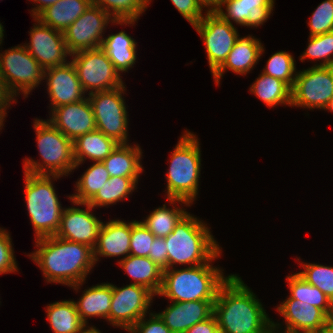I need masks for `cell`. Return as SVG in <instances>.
<instances>
[{
  "instance_id": "cell-18",
  "label": "cell",
  "mask_w": 333,
  "mask_h": 333,
  "mask_svg": "<svg viewBox=\"0 0 333 333\" xmlns=\"http://www.w3.org/2000/svg\"><path fill=\"white\" fill-rule=\"evenodd\" d=\"M51 109L85 99V92L72 61L44 70ZM84 94V95H83Z\"/></svg>"
},
{
  "instance_id": "cell-33",
  "label": "cell",
  "mask_w": 333,
  "mask_h": 333,
  "mask_svg": "<svg viewBox=\"0 0 333 333\" xmlns=\"http://www.w3.org/2000/svg\"><path fill=\"white\" fill-rule=\"evenodd\" d=\"M110 179L102 162H93L76 182V192L69 199L77 203H88Z\"/></svg>"
},
{
  "instance_id": "cell-21",
  "label": "cell",
  "mask_w": 333,
  "mask_h": 333,
  "mask_svg": "<svg viewBox=\"0 0 333 333\" xmlns=\"http://www.w3.org/2000/svg\"><path fill=\"white\" fill-rule=\"evenodd\" d=\"M274 2V0H222L215 13L231 24L230 20H233L238 25L255 28L268 20ZM224 6L226 12L223 11Z\"/></svg>"
},
{
  "instance_id": "cell-25",
  "label": "cell",
  "mask_w": 333,
  "mask_h": 333,
  "mask_svg": "<svg viewBox=\"0 0 333 333\" xmlns=\"http://www.w3.org/2000/svg\"><path fill=\"white\" fill-rule=\"evenodd\" d=\"M90 6L91 0H59L46 7L35 18L42 24L64 33Z\"/></svg>"
},
{
  "instance_id": "cell-30",
  "label": "cell",
  "mask_w": 333,
  "mask_h": 333,
  "mask_svg": "<svg viewBox=\"0 0 333 333\" xmlns=\"http://www.w3.org/2000/svg\"><path fill=\"white\" fill-rule=\"evenodd\" d=\"M46 312L54 333H78L85 326L71 299L48 304Z\"/></svg>"
},
{
  "instance_id": "cell-1",
  "label": "cell",
  "mask_w": 333,
  "mask_h": 333,
  "mask_svg": "<svg viewBox=\"0 0 333 333\" xmlns=\"http://www.w3.org/2000/svg\"><path fill=\"white\" fill-rule=\"evenodd\" d=\"M35 243L37 250L28 256L40 267L46 281L78 291L95 266L93 249L55 235L35 239Z\"/></svg>"
},
{
  "instance_id": "cell-9",
  "label": "cell",
  "mask_w": 333,
  "mask_h": 333,
  "mask_svg": "<svg viewBox=\"0 0 333 333\" xmlns=\"http://www.w3.org/2000/svg\"><path fill=\"white\" fill-rule=\"evenodd\" d=\"M125 86L116 89L88 94L96 129L120 144L128 142V120L125 99L122 96Z\"/></svg>"
},
{
  "instance_id": "cell-8",
  "label": "cell",
  "mask_w": 333,
  "mask_h": 333,
  "mask_svg": "<svg viewBox=\"0 0 333 333\" xmlns=\"http://www.w3.org/2000/svg\"><path fill=\"white\" fill-rule=\"evenodd\" d=\"M0 76L15 99L20 91L27 97L44 80V69L24 45H18L0 53Z\"/></svg>"
},
{
  "instance_id": "cell-17",
  "label": "cell",
  "mask_w": 333,
  "mask_h": 333,
  "mask_svg": "<svg viewBox=\"0 0 333 333\" xmlns=\"http://www.w3.org/2000/svg\"><path fill=\"white\" fill-rule=\"evenodd\" d=\"M288 333H322L333 321L319 308L293 298L277 306Z\"/></svg>"
},
{
  "instance_id": "cell-5",
  "label": "cell",
  "mask_w": 333,
  "mask_h": 333,
  "mask_svg": "<svg viewBox=\"0 0 333 333\" xmlns=\"http://www.w3.org/2000/svg\"><path fill=\"white\" fill-rule=\"evenodd\" d=\"M199 139L190 131L184 132L170 156L167 171V199L170 204L181 202L190 206L198 195L201 171Z\"/></svg>"
},
{
  "instance_id": "cell-46",
  "label": "cell",
  "mask_w": 333,
  "mask_h": 333,
  "mask_svg": "<svg viewBox=\"0 0 333 333\" xmlns=\"http://www.w3.org/2000/svg\"><path fill=\"white\" fill-rule=\"evenodd\" d=\"M185 333H221L214 315L205 321L195 324Z\"/></svg>"
},
{
  "instance_id": "cell-38",
  "label": "cell",
  "mask_w": 333,
  "mask_h": 333,
  "mask_svg": "<svg viewBox=\"0 0 333 333\" xmlns=\"http://www.w3.org/2000/svg\"><path fill=\"white\" fill-rule=\"evenodd\" d=\"M308 42L306 50L300 56L302 62L309 58L313 61H323L314 66H333V31L317 36H309Z\"/></svg>"
},
{
  "instance_id": "cell-36",
  "label": "cell",
  "mask_w": 333,
  "mask_h": 333,
  "mask_svg": "<svg viewBox=\"0 0 333 333\" xmlns=\"http://www.w3.org/2000/svg\"><path fill=\"white\" fill-rule=\"evenodd\" d=\"M151 0H91V4L100 7L115 21H137Z\"/></svg>"
},
{
  "instance_id": "cell-40",
  "label": "cell",
  "mask_w": 333,
  "mask_h": 333,
  "mask_svg": "<svg viewBox=\"0 0 333 333\" xmlns=\"http://www.w3.org/2000/svg\"><path fill=\"white\" fill-rule=\"evenodd\" d=\"M155 235L141 222L132 220L130 255L148 257Z\"/></svg>"
},
{
  "instance_id": "cell-12",
  "label": "cell",
  "mask_w": 333,
  "mask_h": 333,
  "mask_svg": "<svg viewBox=\"0 0 333 333\" xmlns=\"http://www.w3.org/2000/svg\"><path fill=\"white\" fill-rule=\"evenodd\" d=\"M109 22L131 25L136 21H115L100 7L92 5L64 31V39L70 54L82 50L97 49L103 42V32Z\"/></svg>"
},
{
  "instance_id": "cell-13",
  "label": "cell",
  "mask_w": 333,
  "mask_h": 333,
  "mask_svg": "<svg viewBox=\"0 0 333 333\" xmlns=\"http://www.w3.org/2000/svg\"><path fill=\"white\" fill-rule=\"evenodd\" d=\"M155 295L146 287L130 283L124 287L112 284V301L108 321L127 332L143 317Z\"/></svg>"
},
{
  "instance_id": "cell-3",
  "label": "cell",
  "mask_w": 333,
  "mask_h": 333,
  "mask_svg": "<svg viewBox=\"0 0 333 333\" xmlns=\"http://www.w3.org/2000/svg\"><path fill=\"white\" fill-rule=\"evenodd\" d=\"M221 251L205 264L163 270L162 285L157 295L165 296L171 302L215 301L220 286L230 276L224 277L222 269L212 266V261L219 258Z\"/></svg>"
},
{
  "instance_id": "cell-50",
  "label": "cell",
  "mask_w": 333,
  "mask_h": 333,
  "mask_svg": "<svg viewBox=\"0 0 333 333\" xmlns=\"http://www.w3.org/2000/svg\"><path fill=\"white\" fill-rule=\"evenodd\" d=\"M281 324L275 323L272 321V323L262 332V333H278V328H280ZM277 329V331H276ZM276 331V332H275ZM283 333H288L287 331H284Z\"/></svg>"
},
{
  "instance_id": "cell-24",
  "label": "cell",
  "mask_w": 333,
  "mask_h": 333,
  "mask_svg": "<svg viewBox=\"0 0 333 333\" xmlns=\"http://www.w3.org/2000/svg\"><path fill=\"white\" fill-rule=\"evenodd\" d=\"M119 144L115 139L105 136L97 129L77 137L73 141L75 168L86 158L94 162H102Z\"/></svg>"
},
{
  "instance_id": "cell-16",
  "label": "cell",
  "mask_w": 333,
  "mask_h": 333,
  "mask_svg": "<svg viewBox=\"0 0 333 333\" xmlns=\"http://www.w3.org/2000/svg\"><path fill=\"white\" fill-rule=\"evenodd\" d=\"M71 202L73 205H84L86 208L81 209L74 206L64 208L60 227L55 236L94 249L103 222L91 213L94 208L88 203H77L72 200Z\"/></svg>"
},
{
  "instance_id": "cell-53",
  "label": "cell",
  "mask_w": 333,
  "mask_h": 333,
  "mask_svg": "<svg viewBox=\"0 0 333 333\" xmlns=\"http://www.w3.org/2000/svg\"><path fill=\"white\" fill-rule=\"evenodd\" d=\"M329 110L331 112H333V97L330 99V101L327 103L326 107L324 108V110Z\"/></svg>"
},
{
  "instance_id": "cell-29",
  "label": "cell",
  "mask_w": 333,
  "mask_h": 333,
  "mask_svg": "<svg viewBox=\"0 0 333 333\" xmlns=\"http://www.w3.org/2000/svg\"><path fill=\"white\" fill-rule=\"evenodd\" d=\"M136 42L125 31L111 34L103 39L101 49L120 72H128L136 62Z\"/></svg>"
},
{
  "instance_id": "cell-42",
  "label": "cell",
  "mask_w": 333,
  "mask_h": 333,
  "mask_svg": "<svg viewBox=\"0 0 333 333\" xmlns=\"http://www.w3.org/2000/svg\"><path fill=\"white\" fill-rule=\"evenodd\" d=\"M11 242L9 232L0 228V274H9L18 271Z\"/></svg>"
},
{
  "instance_id": "cell-37",
  "label": "cell",
  "mask_w": 333,
  "mask_h": 333,
  "mask_svg": "<svg viewBox=\"0 0 333 333\" xmlns=\"http://www.w3.org/2000/svg\"><path fill=\"white\" fill-rule=\"evenodd\" d=\"M266 64L262 73L282 80L290 88L293 87L297 72L292 54L286 51L276 52L267 60Z\"/></svg>"
},
{
  "instance_id": "cell-52",
  "label": "cell",
  "mask_w": 333,
  "mask_h": 333,
  "mask_svg": "<svg viewBox=\"0 0 333 333\" xmlns=\"http://www.w3.org/2000/svg\"><path fill=\"white\" fill-rule=\"evenodd\" d=\"M6 112H0V130H2V126H4V120H5V117H6Z\"/></svg>"
},
{
  "instance_id": "cell-22",
  "label": "cell",
  "mask_w": 333,
  "mask_h": 333,
  "mask_svg": "<svg viewBox=\"0 0 333 333\" xmlns=\"http://www.w3.org/2000/svg\"><path fill=\"white\" fill-rule=\"evenodd\" d=\"M132 221L129 223L122 220H110L102 223L97 243L93 249L95 264L101 257H122L130 255V240ZM98 256V257H97Z\"/></svg>"
},
{
  "instance_id": "cell-55",
  "label": "cell",
  "mask_w": 333,
  "mask_h": 333,
  "mask_svg": "<svg viewBox=\"0 0 333 333\" xmlns=\"http://www.w3.org/2000/svg\"><path fill=\"white\" fill-rule=\"evenodd\" d=\"M322 333H333V323L326 330H324Z\"/></svg>"
},
{
  "instance_id": "cell-27",
  "label": "cell",
  "mask_w": 333,
  "mask_h": 333,
  "mask_svg": "<svg viewBox=\"0 0 333 333\" xmlns=\"http://www.w3.org/2000/svg\"><path fill=\"white\" fill-rule=\"evenodd\" d=\"M118 264L132 278V284L144 286L154 295L158 294L162 285L163 269L149 257L128 255L120 259Z\"/></svg>"
},
{
  "instance_id": "cell-51",
  "label": "cell",
  "mask_w": 333,
  "mask_h": 333,
  "mask_svg": "<svg viewBox=\"0 0 333 333\" xmlns=\"http://www.w3.org/2000/svg\"><path fill=\"white\" fill-rule=\"evenodd\" d=\"M78 333H101V332L99 329H96L94 326L89 327L85 325Z\"/></svg>"
},
{
  "instance_id": "cell-45",
  "label": "cell",
  "mask_w": 333,
  "mask_h": 333,
  "mask_svg": "<svg viewBox=\"0 0 333 333\" xmlns=\"http://www.w3.org/2000/svg\"><path fill=\"white\" fill-rule=\"evenodd\" d=\"M148 257L163 270L168 269V252L164 238L155 237Z\"/></svg>"
},
{
  "instance_id": "cell-11",
  "label": "cell",
  "mask_w": 333,
  "mask_h": 333,
  "mask_svg": "<svg viewBox=\"0 0 333 333\" xmlns=\"http://www.w3.org/2000/svg\"><path fill=\"white\" fill-rule=\"evenodd\" d=\"M333 97V66L298 71L291 88V107L323 109Z\"/></svg>"
},
{
  "instance_id": "cell-15",
  "label": "cell",
  "mask_w": 333,
  "mask_h": 333,
  "mask_svg": "<svg viewBox=\"0 0 333 333\" xmlns=\"http://www.w3.org/2000/svg\"><path fill=\"white\" fill-rule=\"evenodd\" d=\"M30 31L31 41L24 44L28 52L45 70L66 64V57L71 55L66 47L64 33L42 24L38 19Z\"/></svg>"
},
{
  "instance_id": "cell-19",
  "label": "cell",
  "mask_w": 333,
  "mask_h": 333,
  "mask_svg": "<svg viewBox=\"0 0 333 333\" xmlns=\"http://www.w3.org/2000/svg\"><path fill=\"white\" fill-rule=\"evenodd\" d=\"M50 111L52 116L47 121L72 141L96 129L95 116L88 97Z\"/></svg>"
},
{
  "instance_id": "cell-49",
  "label": "cell",
  "mask_w": 333,
  "mask_h": 333,
  "mask_svg": "<svg viewBox=\"0 0 333 333\" xmlns=\"http://www.w3.org/2000/svg\"><path fill=\"white\" fill-rule=\"evenodd\" d=\"M32 1V0H31ZM34 3H37V7L31 10L33 18H35L41 11H43L46 7L58 2L59 0H33ZM39 3V5H38Z\"/></svg>"
},
{
  "instance_id": "cell-34",
  "label": "cell",
  "mask_w": 333,
  "mask_h": 333,
  "mask_svg": "<svg viewBox=\"0 0 333 333\" xmlns=\"http://www.w3.org/2000/svg\"><path fill=\"white\" fill-rule=\"evenodd\" d=\"M138 179L139 177H110L88 204L93 208L116 204L132 194Z\"/></svg>"
},
{
  "instance_id": "cell-32",
  "label": "cell",
  "mask_w": 333,
  "mask_h": 333,
  "mask_svg": "<svg viewBox=\"0 0 333 333\" xmlns=\"http://www.w3.org/2000/svg\"><path fill=\"white\" fill-rule=\"evenodd\" d=\"M290 296L321 309L333 321V303L317 287L309 284L298 273L287 276Z\"/></svg>"
},
{
  "instance_id": "cell-54",
  "label": "cell",
  "mask_w": 333,
  "mask_h": 333,
  "mask_svg": "<svg viewBox=\"0 0 333 333\" xmlns=\"http://www.w3.org/2000/svg\"><path fill=\"white\" fill-rule=\"evenodd\" d=\"M3 31H4L3 25L0 23V45L2 44L3 41V36H4Z\"/></svg>"
},
{
  "instance_id": "cell-14",
  "label": "cell",
  "mask_w": 333,
  "mask_h": 333,
  "mask_svg": "<svg viewBox=\"0 0 333 333\" xmlns=\"http://www.w3.org/2000/svg\"><path fill=\"white\" fill-rule=\"evenodd\" d=\"M204 13L200 22L193 27L204 42L209 68L213 74L226 60L239 39V33L233 24L223 20L217 13Z\"/></svg>"
},
{
  "instance_id": "cell-31",
  "label": "cell",
  "mask_w": 333,
  "mask_h": 333,
  "mask_svg": "<svg viewBox=\"0 0 333 333\" xmlns=\"http://www.w3.org/2000/svg\"><path fill=\"white\" fill-rule=\"evenodd\" d=\"M250 92L268 107L279 104L291 106V88L282 80L262 72L251 85Z\"/></svg>"
},
{
  "instance_id": "cell-10",
  "label": "cell",
  "mask_w": 333,
  "mask_h": 333,
  "mask_svg": "<svg viewBox=\"0 0 333 333\" xmlns=\"http://www.w3.org/2000/svg\"><path fill=\"white\" fill-rule=\"evenodd\" d=\"M85 93L116 89L124 83L114 64L100 48L82 50L70 55ZM87 91V92H86Z\"/></svg>"
},
{
  "instance_id": "cell-39",
  "label": "cell",
  "mask_w": 333,
  "mask_h": 333,
  "mask_svg": "<svg viewBox=\"0 0 333 333\" xmlns=\"http://www.w3.org/2000/svg\"><path fill=\"white\" fill-rule=\"evenodd\" d=\"M298 274L309 284L321 290L333 303V267L315 263H301Z\"/></svg>"
},
{
  "instance_id": "cell-7",
  "label": "cell",
  "mask_w": 333,
  "mask_h": 333,
  "mask_svg": "<svg viewBox=\"0 0 333 333\" xmlns=\"http://www.w3.org/2000/svg\"><path fill=\"white\" fill-rule=\"evenodd\" d=\"M25 202L35 238L54 236L59 227L64 208L56 195L52 179L57 175H38L24 171Z\"/></svg>"
},
{
  "instance_id": "cell-20",
  "label": "cell",
  "mask_w": 333,
  "mask_h": 333,
  "mask_svg": "<svg viewBox=\"0 0 333 333\" xmlns=\"http://www.w3.org/2000/svg\"><path fill=\"white\" fill-rule=\"evenodd\" d=\"M215 301L172 302L164 311L156 313L172 333H185L197 323L213 315Z\"/></svg>"
},
{
  "instance_id": "cell-43",
  "label": "cell",
  "mask_w": 333,
  "mask_h": 333,
  "mask_svg": "<svg viewBox=\"0 0 333 333\" xmlns=\"http://www.w3.org/2000/svg\"><path fill=\"white\" fill-rule=\"evenodd\" d=\"M143 316L128 332L130 333H172L156 313Z\"/></svg>"
},
{
  "instance_id": "cell-48",
  "label": "cell",
  "mask_w": 333,
  "mask_h": 333,
  "mask_svg": "<svg viewBox=\"0 0 333 333\" xmlns=\"http://www.w3.org/2000/svg\"><path fill=\"white\" fill-rule=\"evenodd\" d=\"M196 3L200 6V8L208 7L206 12L212 13L218 11L222 0H195Z\"/></svg>"
},
{
  "instance_id": "cell-6",
  "label": "cell",
  "mask_w": 333,
  "mask_h": 333,
  "mask_svg": "<svg viewBox=\"0 0 333 333\" xmlns=\"http://www.w3.org/2000/svg\"><path fill=\"white\" fill-rule=\"evenodd\" d=\"M34 129L39 155L43 163L25 158L24 171L38 175L67 176L75 169L73 141L55 128L49 121L35 119ZM67 174V175H66Z\"/></svg>"
},
{
  "instance_id": "cell-26",
  "label": "cell",
  "mask_w": 333,
  "mask_h": 333,
  "mask_svg": "<svg viewBox=\"0 0 333 333\" xmlns=\"http://www.w3.org/2000/svg\"><path fill=\"white\" fill-rule=\"evenodd\" d=\"M119 144L102 161L110 177H139L143 172L141 164L142 150L139 145Z\"/></svg>"
},
{
  "instance_id": "cell-23",
  "label": "cell",
  "mask_w": 333,
  "mask_h": 333,
  "mask_svg": "<svg viewBox=\"0 0 333 333\" xmlns=\"http://www.w3.org/2000/svg\"><path fill=\"white\" fill-rule=\"evenodd\" d=\"M263 52L264 46L259 39L252 35L239 37L224 63L212 74L216 85L228 69L242 76L249 73Z\"/></svg>"
},
{
  "instance_id": "cell-4",
  "label": "cell",
  "mask_w": 333,
  "mask_h": 333,
  "mask_svg": "<svg viewBox=\"0 0 333 333\" xmlns=\"http://www.w3.org/2000/svg\"><path fill=\"white\" fill-rule=\"evenodd\" d=\"M168 269L208 263L221 249L205 222L187 213L165 238ZM190 265V266H189Z\"/></svg>"
},
{
  "instance_id": "cell-47",
  "label": "cell",
  "mask_w": 333,
  "mask_h": 333,
  "mask_svg": "<svg viewBox=\"0 0 333 333\" xmlns=\"http://www.w3.org/2000/svg\"><path fill=\"white\" fill-rule=\"evenodd\" d=\"M11 101L14 103L16 99L7 91L2 77L0 76V112H7L6 110L11 105Z\"/></svg>"
},
{
  "instance_id": "cell-2",
  "label": "cell",
  "mask_w": 333,
  "mask_h": 333,
  "mask_svg": "<svg viewBox=\"0 0 333 333\" xmlns=\"http://www.w3.org/2000/svg\"><path fill=\"white\" fill-rule=\"evenodd\" d=\"M260 300L237 274L220 286L213 304V315L221 333H262L272 319Z\"/></svg>"
},
{
  "instance_id": "cell-35",
  "label": "cell",
  "mask_w": 333,
  "mask_h": 333,
  "mask_svg": "<svg viewBox=\"0 0 333 333\" xmlns=\"http://www.w3.org/2000/svg\"><path fill=\"white\" fill-rule=\"evenodd\" d=\"M169 209L163 204L162 207L154 209L144 221H141L155 237L165 238L188 213L182 208Z\"/></svg>"
},
{
  "instance_id": "cell-28",
  "label": "cell",
  "mask_w": 333,
  "mask_h": 333,
  "mask_svg": "<svg viewBox=\"0 0 333 333\" xmlns=\"http://www.w3.org/2000/svg\"><path fill=\"white\" fill-rule=\"evenodd\" d=\"M79 301H75L81 321L88 325L89 317H101L108 320L112 301V284L101 283L83 291Z\"/></svg>"
},
{
  "instance_id": "cell-41",
  "label": "cell",
  "mask_w": 333,
  "mask_h": 333,
  "mask_svg": "<svg viewBox=\"0 0 333 333\" xmlns=\"http://www.w3.org/2000/svg\"><path fill=\"white\" fill-rule=\"evenodd\" d=\"M307 24L310 28L309 36H317L333 31V0H325L320 3L312 12Z\"/></svg>"
},
{
  "instance_id": "cell-44",
  "label": "cell",
  "mask_w": 333,
  "mask_h": 333,
  "mask_svg": "<svg viewBox=\"0 0 333 333\" xmlns=\"http://www.w3.org/2000/svg\"><path fill=\"white\" fill-rule=\"evenodd\" d=\"M178 12L192 25L200 22L203 12L195 0H171Z\"/></svg>"
}]
</instances>
